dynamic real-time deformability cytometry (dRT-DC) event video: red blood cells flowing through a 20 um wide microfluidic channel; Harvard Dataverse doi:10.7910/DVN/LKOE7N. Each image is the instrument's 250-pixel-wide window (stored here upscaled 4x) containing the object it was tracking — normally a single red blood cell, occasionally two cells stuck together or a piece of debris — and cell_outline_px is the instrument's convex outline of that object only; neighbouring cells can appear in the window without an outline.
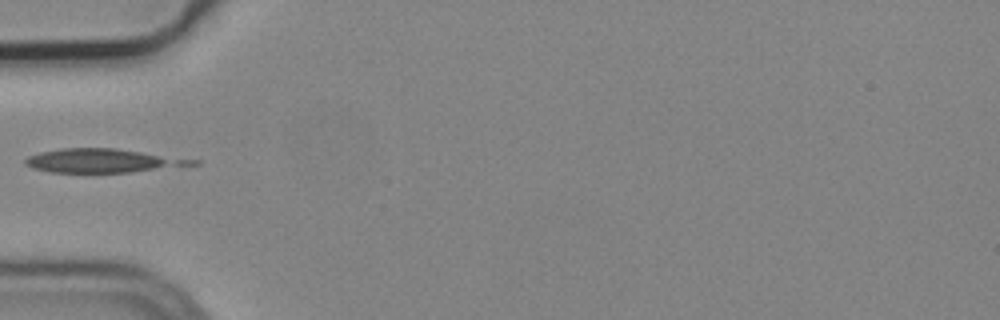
{"species": "common noctule bat (a hibernating species)", "species_latin": "Nyctalus noctula", "temperature_condition": "cold", "stored_images_in_passage": 1, "camera_frame_rate_fps": 3000, "um_per_image_px": 0.085, "animal": {"sex": "male", "body_mass_g": 19.2, "forearm_length_mm": 51.8}, "frame": {"image": 1, "passage_image": 1, "time_ms": 0.0, "image_size_px": [1000, 320], "cell_outline_px": [[200, 164], [132, 172], [48, 172], [32, 168], [24, 164], [24, 160], [28, 156], [40, 152], [60, 148], [116, 148], [200, 160]], "centroid_in_image_um": [8.73, 13.65], "position_along_channel_um": 76.3, "area_um2": 23.24}}